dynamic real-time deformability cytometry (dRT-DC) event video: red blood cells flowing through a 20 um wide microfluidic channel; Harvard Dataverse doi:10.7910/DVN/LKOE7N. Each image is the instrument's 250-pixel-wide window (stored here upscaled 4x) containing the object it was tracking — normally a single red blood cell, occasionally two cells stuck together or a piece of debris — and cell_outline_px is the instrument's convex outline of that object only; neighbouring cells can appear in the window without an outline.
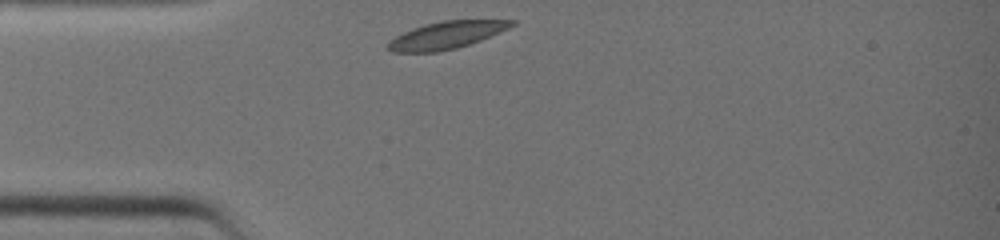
{"species": "common noctule bat (a hibernating species)", "species_latin": "Nyctalus noctula", "temperature_condition": "warm", "stored_images_in_passage": 10, "camera_frame_rate_fps": 3000, "um_per_image_px": 0.085, "animal": {"sex": "female", "body_mass_g": 19.0, "forearm_length_mm": 51.5}, "frame": {"image": 1, "passage_image": 1, "time_ms": 0.0, "image_size_px": [1000, 240], "cell_outline_px": [[516, 24], [500, 32], [480, 40], [456, 48], [436, 52], [392, 52], [388, 48], [388, 40], [412, 28], [424, 24], [444, 20], [516, 20]], "centroid_in_image_um": [37.93, 2.98], "position_along_channel_um": 47.1, "area_um2": 19.54}}
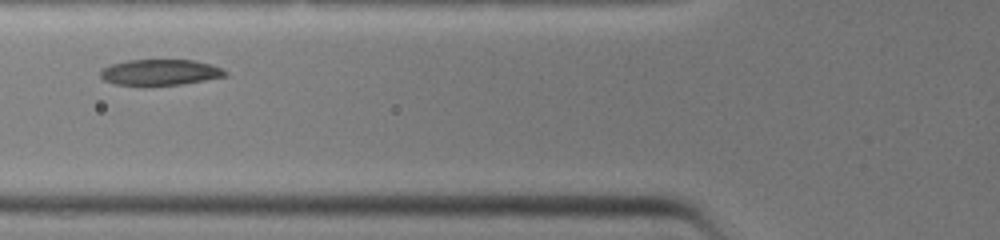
{"frame": {"image": 2, "passage_image": 6, "time_ms": 1.667, "image_size_px": [1000, 240], "cell_outline_px": [[228, 76], [184, 84], [112, 84], [104, 80], [100, 76], [100, 72], [104, 68], [112, 64], [128, 60], [192, 60], [212, 64], [224, 68], [228, 72]], "centroid_in_image_um": [13.69, 6.13], "position_along_channel_um": 112.1, "area_um2": 18.67}}
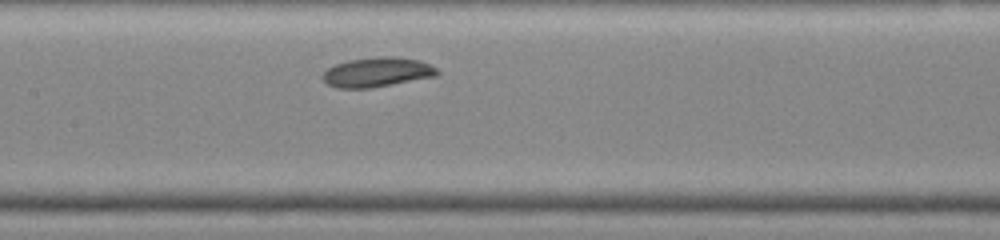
{"frame": {"image": 3, "passage_image": 10, "time_ms": 3.0, "image_size_px": [1000, 240], "cell_outline_px": [[440, 72], [436, 76], [372, 88], [336, 88], [328, 84], [320, 76], [328, 68], [336, 64], [348, 60], [380, 56], [392, 56], [420, 60], [436, 68]], "centroid_in_image_um": [32.04, 6.13], "position_along_channel_um": 175.4, "area_um2": 19.77}}